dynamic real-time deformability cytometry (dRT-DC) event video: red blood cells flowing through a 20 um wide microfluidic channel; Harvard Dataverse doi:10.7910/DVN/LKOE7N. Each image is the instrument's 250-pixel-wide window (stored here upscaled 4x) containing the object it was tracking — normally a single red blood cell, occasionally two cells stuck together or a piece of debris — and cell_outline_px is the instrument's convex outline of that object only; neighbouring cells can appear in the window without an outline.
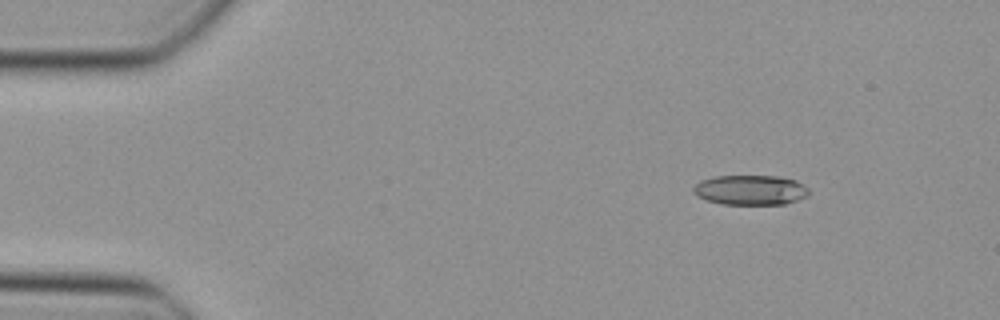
{"species": "Egyptian fruit bat (a non-hibernating species)", "species_latin": "Rousettus aegyptiacus", "temperature_condition": "cold", "stored_images_in_passage": 43, "camera_frame_rate_fps": 3000, "um_per_image_px": 0.085, "animal": {"sex": "female"}, "frame": {"image": 1, "passage_image": 1, "time_ms": 0.0, "image_size_px": [1000, 320], "cell_outline_px": [[808, 196], [784, 204], [724, 204], [708, 200], [696, 196], [692, 192], [692, 188], [700, 180], [716, 176], [776, 176], [796, 180], [804, 184], [808, 188]], "centroid_in_image_um": [63.77, 16.14], "position_along_channel_um": 21.2, "area_um2": 20.11}}
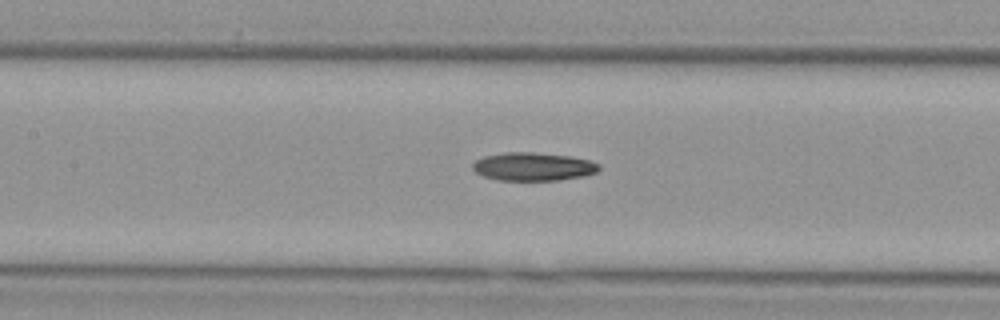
{"frame": {"image": 2, "passage_image": 17, "time_ms": 5.333, "image_size_px": [1000, 320], "cell_outline_px": [[600, 168], [596, 172], [584, 176], [556, 180], [496, 180], [484, 176], [476, 172], [472, 168], [472, 164], [476, 160], [484, 156], [504, 152], [532, 152], [568, 156], [588, 160], [600, 164]], "centroid_in_image_um": [45.3, 14.16], "position_along_channel_um": 162.1, "area_um2": 20.69}}
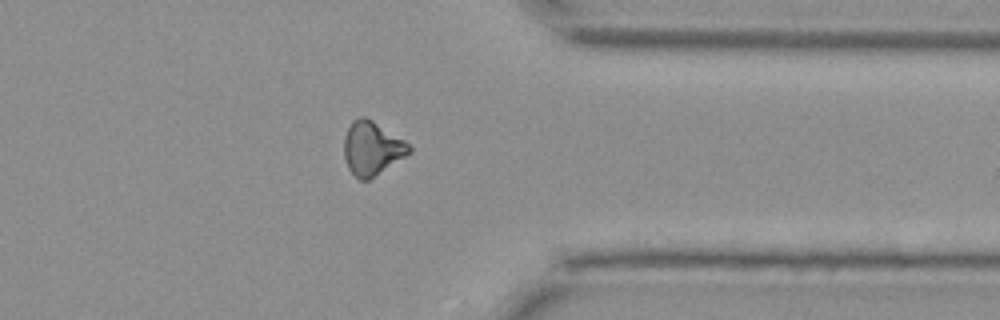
{"frame": {"image": 3, "passage_image": 33, "time_ms": 10.667, "image_size_px": [1000, 320], "cell_outline_px": [[412, 152], [368, 180], [360, 180], [348, 168], [344, 156], [344, 136], [352, 120], [360, 116], [364, 116], [372, 120], [404, 140], [412, 148]], "centroid_in_image_um": [31.61, 12.59], "position_along_channel_um": 379.8, "area_um2": 20.17}}